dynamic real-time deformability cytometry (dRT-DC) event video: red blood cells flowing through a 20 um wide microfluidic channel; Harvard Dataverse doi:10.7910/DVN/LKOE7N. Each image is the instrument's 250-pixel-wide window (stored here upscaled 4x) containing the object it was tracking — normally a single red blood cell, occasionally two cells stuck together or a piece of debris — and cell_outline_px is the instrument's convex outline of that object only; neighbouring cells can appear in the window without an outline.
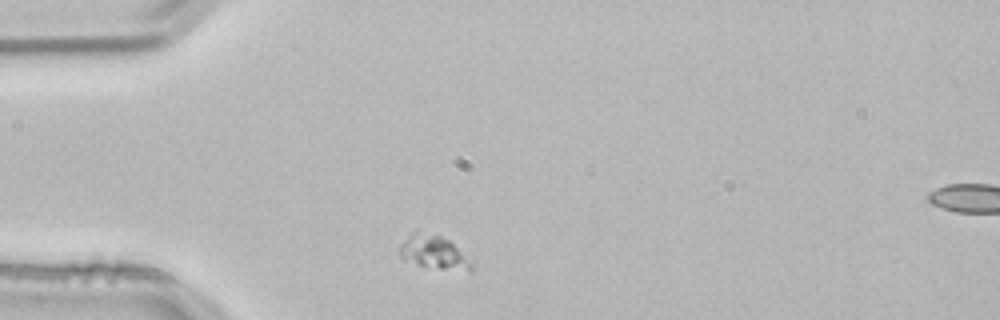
{"species": "common noctule bat (a hibernating species)", "species_latin": "Nyctalus noctula", "temperature_condition": "room temperature", "stored_images_in_passage": 2, "segment_of_instrument_passage": [1, 2], "camera_frame_rate_fps": 3000, "um_per_image_px": 0.085, "animal": {"sex": "male", "body_mass_g": 21.5, "forearm_length_mm": 52.0}, "frame": {"image": 1, "passage_image": 1, "time_ms": 0.0, "image_size_px": [1000, 320], "cell_outline_px": [[472, 268], [440, 268], [420, 264], [404, 260], [400, 256], [400, 244], [416, 228], [440, 236], [448, 240], [472, 260]], "centroid_in_image_um": [36.79, 21.36], "position_along_channel_um": 48.2, "area_um2": 13.53}}